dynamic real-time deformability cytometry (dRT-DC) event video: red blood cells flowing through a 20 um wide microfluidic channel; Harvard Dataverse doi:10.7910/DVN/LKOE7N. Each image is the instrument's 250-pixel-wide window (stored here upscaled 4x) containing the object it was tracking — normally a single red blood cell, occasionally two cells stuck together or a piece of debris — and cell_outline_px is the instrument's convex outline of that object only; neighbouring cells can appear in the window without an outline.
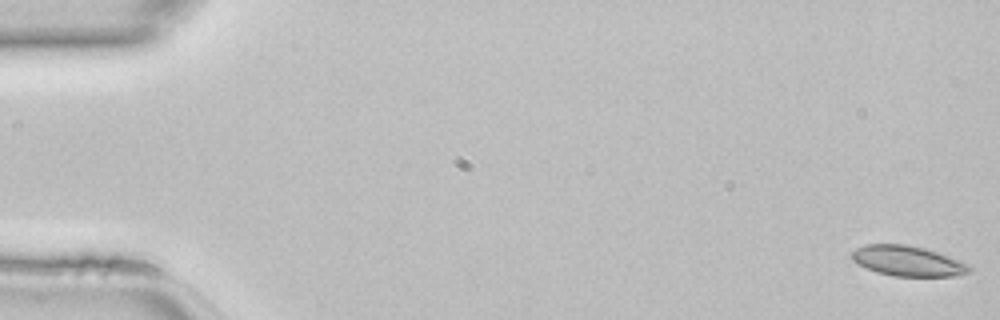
{"species": "common noctule bat (a hibernating species)", "species_latin": "Nyctalus noctula", "temperature_condition": "room temperature", "stored_images_in_passage": 47, "camera_frame_rate_fps": 3000, "um_per_image_px": 0.085, "animal": {"sex": "female", "body_mass_g": 22.7, "forearm_length_mm": 54.2}, "frame": {"image": 1, "passage_image": 1, "time_ms": 0.0, "image_size_px": [1000, 320], "cell_outline_px": [[972, 272], [952, 276], [892, 276], [876, 272], [852, 260], [852, 252], [856, 248], [864, 244], [908, 244], [924, 248], [960, 260], [968, 264], [972, 268]], "centroid_in_image_um": [77.17, 22.18], "position_along_channel_um": 7.8, "area_um2": 20.69}}
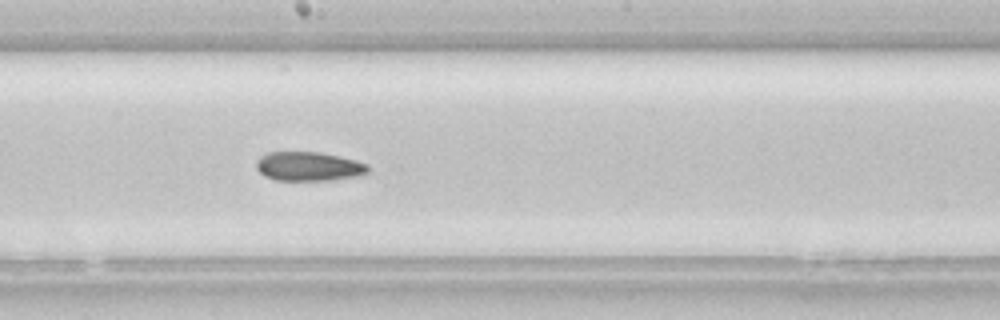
{"frame": {"image": 2, "passage_image": 26, "time_ms": 8.333, "image_size_px": [1000, 320], "cell_outline_px": [[368, 172], [360, 176], [332, 180], [276, 180], [264, 176], [256, 168], [256, 160], [260, 156], [268, 152], [320, 152], [340, 156], [356, 160], [368, 164]], "centroid_in_image_um": [26.24, 14.14], "position_along_channel_um": 222.0, "area_um2": 19.13}}
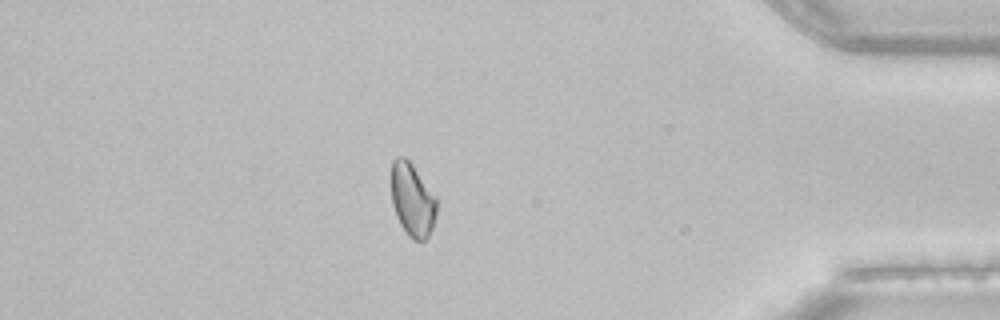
{"frame": {"image": 3, "passage_image": 41, "time_ms": 13.333, "image_size_px": [1000, 320], "cell_outline_px": [[436, 216], [432, 228], [428, 236], [424, 240], [412, 240], [408, 236], [400, 224], [396, 216], [392, 204], [392, 160], [396, 156], [404, 156], [412, 164], [436, 196]], "centroid_in_image_um": [35.05, 16.99], "position_along_channel_um": 400.2, "area_um2": 19.36}}